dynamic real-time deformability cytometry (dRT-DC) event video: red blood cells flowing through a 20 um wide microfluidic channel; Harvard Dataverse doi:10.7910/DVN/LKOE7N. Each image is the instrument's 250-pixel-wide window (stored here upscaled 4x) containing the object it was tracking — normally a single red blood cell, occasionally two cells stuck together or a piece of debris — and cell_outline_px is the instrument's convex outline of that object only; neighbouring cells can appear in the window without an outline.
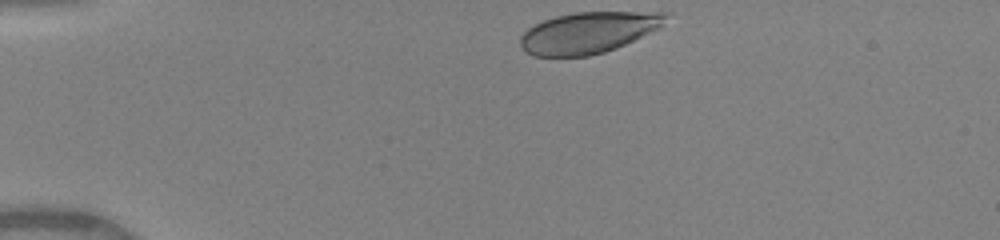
{"species": "human", "species_latin": "Homo sapiens", "temperature_condition": "warm", "stored_images_in_passage": 35, "camera_frame_rate_fps": 3000, "um_per_image_px": 0.085, "donor": {"sex": "female"}, "frame": {"image": 1, "passage_image": 1, "time_ms": 0.0, "image_size_px": [1000, 240], "cell_outline_px": [[672, 12], [660, 28], [616, 48], [604, 52], [588, 56], [532, 56], [520, 44], [520, 36], [528, 28], [544, 20], [556, 16], [576, 12]], "centroid_in_image_um": [50.04, 2.76], "position_along_channel_um": 35.0, "area_um2": 34.85}}
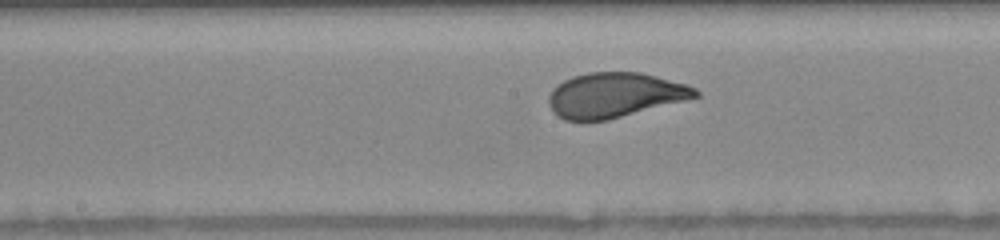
{"frame": {"image": 2, "passage_image": 17, "time_ms": 5.333, "image_size_px": [1000, 240], "cell_outline_px": [[700, 96], [608, 120], [564, 120], [556, 116], [548, 104], [548, 96], [552, 88], [564, 80], [572, 76], [588, 72], [640, 72], [688, 84], [696, 88], [700, 92]], "centroid_in_image_um": [52.24, 8.07], "position_along_channel_um": 196.0, "area_um2": 38.44}}
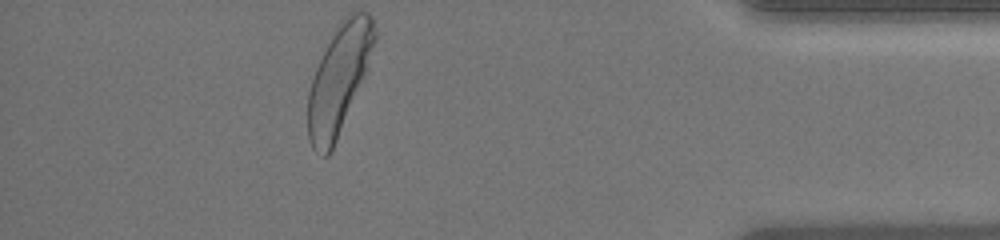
{"frame": {"image": 3, "passage_image": 35, "time_ms": 11.333, "image_size_px": [1000, 240], "cell_outline_px": [[376, 40], [364, 72], [336, 140], [328, 156], [324, 156], [316, 152], [312, 148], [308, 140], [308, 92], [316, 68], [336, 24], [348, 12], [368, 12], [372, 16], [376, 32]], "centroid_in_image_um": [28.78, 6.67], "position_along_channel_um": 406.4, "area_um2": 41.1}, "authors_computed_cell_mechanics": {"area_um2": 38.9572, "velocity_mm_per_s": 4.1012, "shape_relaxation_time_tau1_ms": 2.8885, "shape_relaxation_time_tau2_ms": null, "deformation_change_tau1": 0.1521, "deformation_change_tau2": null}}